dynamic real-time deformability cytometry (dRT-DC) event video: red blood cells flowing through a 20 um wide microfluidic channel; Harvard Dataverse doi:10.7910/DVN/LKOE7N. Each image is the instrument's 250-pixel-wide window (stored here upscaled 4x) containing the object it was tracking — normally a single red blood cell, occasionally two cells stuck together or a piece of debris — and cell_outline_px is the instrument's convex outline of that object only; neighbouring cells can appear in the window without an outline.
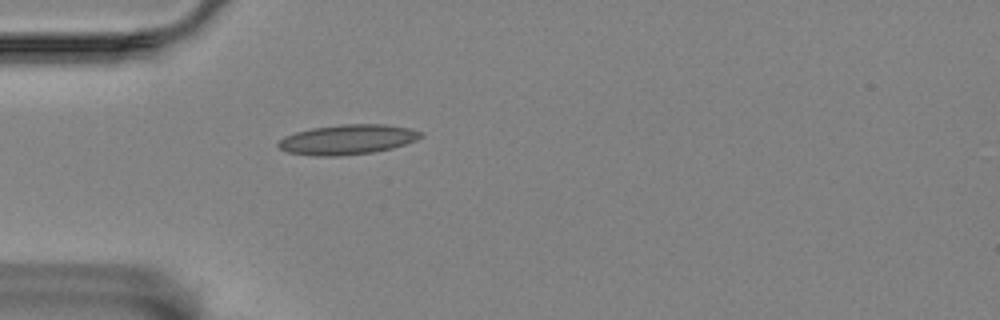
{"species": "Egyptian fruit bat (a non-hibernating species)", "species_latin": "Rousettus aegyptiacus", "temperature_condition": "room temperature", "stored_images_in_passage": 13, "camera_frame_rate_fps": 3000, "um_per_image_px": 0.085, "animal": {"sex": "female"}, "frame": {"image": 1, "passage_image": 2, "time_ms": 0.333, "image_size_px": [1000, 320], "cell_outline_px": [[424, 136], [416, 140], [392, 148], [372, 152], [332, 156], [316, 156], [288, 152], [280, 148], [276, 144], [284, 136], [296, 132], [312, 128], [340, 124], [384, 124], [408, 128], [424, 132]], "centroid_in_image_um": [29.55, 11.85], "position_along_channel_um": 55.5, "area_um2": 24.68}}
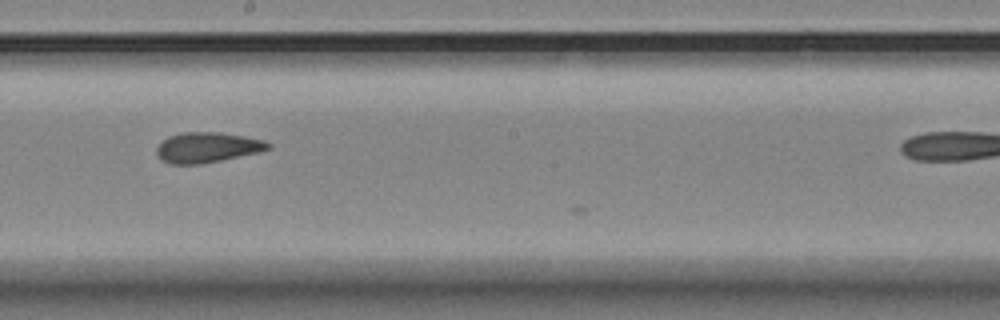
{"frame": {"image": 2, "passage_image": 12, "time_ms": 3.667, "image_size_px": [1000, 320], "cell_outline_px": [[272, 148], [260, 152], [200, 164], [168, 164], [156, 152], [156, 148], [168, 136], [184, 132], [220, 132], [244, 136], [264, 140], [272, 144]], "centroid_in_image_um": [17.66, 12.52], "position_along_channel_um": 230.5, "area_um2": 19.59}}